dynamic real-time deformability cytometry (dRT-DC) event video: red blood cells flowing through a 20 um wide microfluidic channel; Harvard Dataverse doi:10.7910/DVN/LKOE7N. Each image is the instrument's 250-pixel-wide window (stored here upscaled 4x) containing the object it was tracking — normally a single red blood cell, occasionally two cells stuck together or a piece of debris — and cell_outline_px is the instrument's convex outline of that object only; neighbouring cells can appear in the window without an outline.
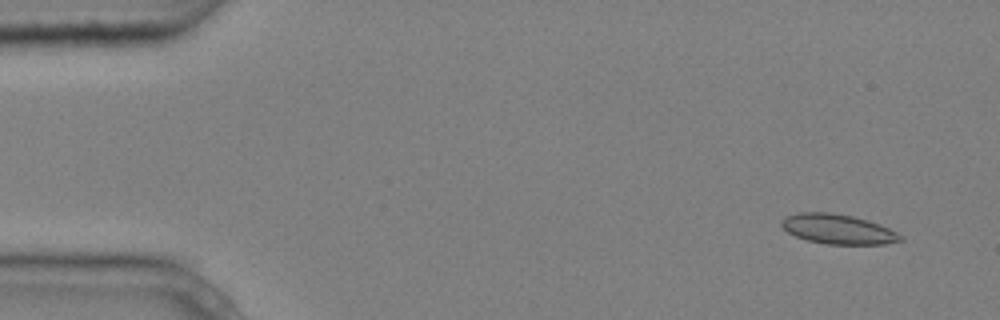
{"species": "common noctule bat (a hibernating species)", "species_latin": "Nyctalus noctula", "temperature_condition": "cold", "stored_images_in_passage": 6, "camera_frame_rate_fps": 3000, "um_per_image_px": 0.085, "animal": {"sex": "male", "body_mass_g": 20.4}, "frame": {"image": 1, "passage_image": 2, "time_ms": 0.333, "image_size_px": [1000, 320], "cell_outline_px": [[904, 240], [884, 244], [828, 244], [808, 240], [796, 236], [788, 232], [780, 224], [780, 220], [784, 216], [800, 212], [828, 212], [852, 216], [868, 220], [880, 224], [904, 236]], "centroid_in_image_um": [71.23, 19.47], "position_along_channel_um": 13.8, "area_um2": 20.63}}
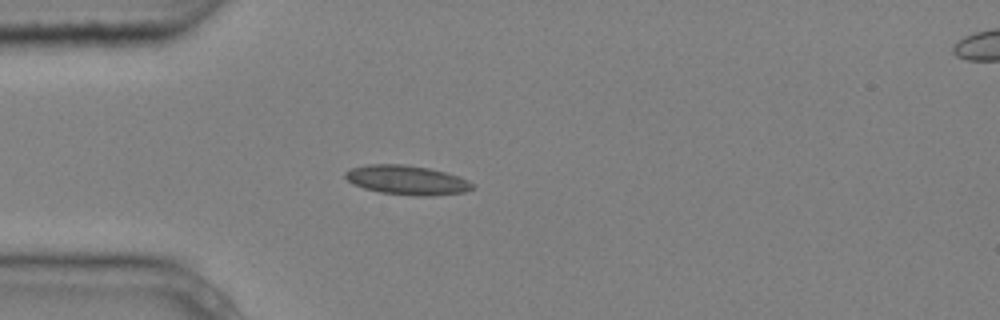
{"frame": {"image": 2, "passage_image": 5, "time_ms": 1.333, "image_size_px": [1000, 320], "cell_outline_px": [[476, 188], [464, 192], [428, 196], [416, 196], [380, 192], [364, 188], [352, 184], [344, 176], [344, 172], [352, 168], [368, 164], [404, 164], [428, 168], [444, 172], [468, 180], [476, 184]], "centroid_in_image_um": [34.59, 15.31], "position_along_channel_um": 50.4, "area_um2": 21.73}}